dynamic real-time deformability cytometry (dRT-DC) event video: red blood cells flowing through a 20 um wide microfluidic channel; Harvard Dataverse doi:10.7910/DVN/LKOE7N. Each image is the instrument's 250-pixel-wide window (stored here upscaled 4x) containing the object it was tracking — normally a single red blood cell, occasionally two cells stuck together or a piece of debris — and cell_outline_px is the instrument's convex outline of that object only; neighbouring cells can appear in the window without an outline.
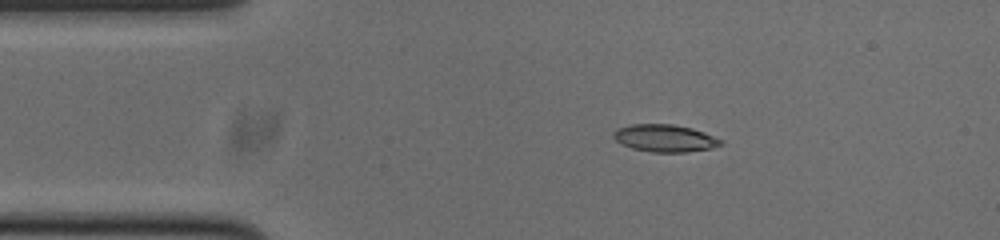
{"species": "common noctule bat (a hibernating species)", "species_latin": "Nyctalus noctula", "temperature_condition": "cold", "stored_images_in_passage": 45, "camera_frame_rate_fps": 3000, "um_per_image_px": 0.085, "animal": {"sex": "male", "body_mass_g": 20.0, "forearm_length_mm": 53.3}, "frame": {"image": 1, "passage_image": 1, "time_ms": 0.0, "image_size_px": [1000, 240], "cell_outline_px": [[724, 144], [712, 148], [684, 152], [652, 152], [632, 148], [620, 144], [612, 136], [612, 132], [616, 128], [632, 124], [672, 124], [692, 128], [704, 132], [724, 140]], "centroid_in_image_um": [56.51, 11.74], "position_along_channel_um": 28.5, "area_um2": 17.28}}
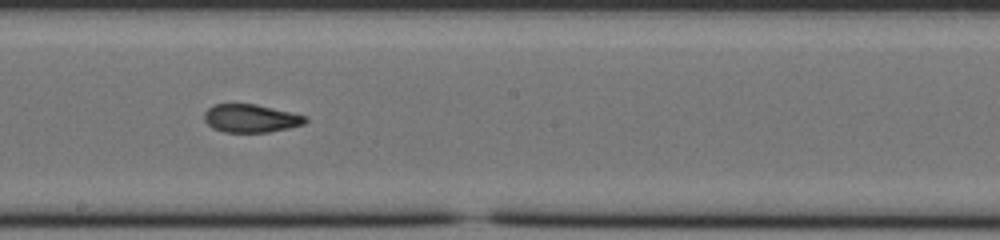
{"frame": {"image": 2, "passage_image": 20, "time_ms": 6.333, "image_size_px": [1000, 240], "cell_outline_px": [[308, 120], [304, 124], [288, 128], [268, 132], [224, 132], [212, 128], [204, 120], [204, 112], [208, 108], [216, 104], [256, 104], [292, 112], [308, 116]], "centroid_in_image_um": [21.34, 10.06], "position_along_channel_um": 226.9, "area_um2": 16.65}}
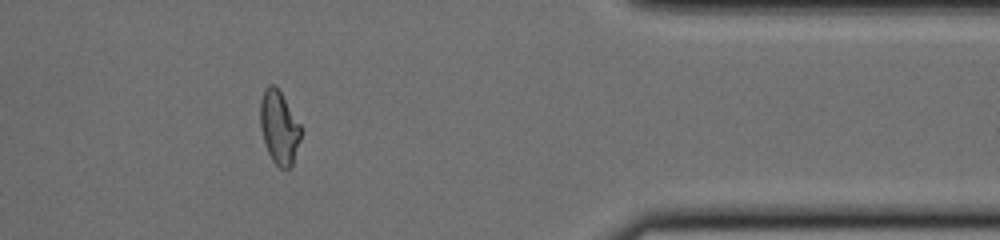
{"frame": {"image": 3, "passage_image": 35, "time_ms": 11.333, "image_size_px": [1000, 240], "cell_outline_px": [[300, 140], [292, 164], [288, 168], [280, 168], [272, 160], [264, 144], [260, 128], [260, 100], [264, 88], [268, 84], [272, 84], [280, 92], [300, 124]], "centroid_in_image_um": [23.69, 10.83], "position_along_channel_um": 387.7, "area_um2": 17.17}, "authors_computed_cell_mechanics": {"area_um2": 17.2244, "velocity_mm_per_s": 3.7833, "shape_relaxation_time_tau1_ms": null, "shape_relaxation_time_tau2_ms": 3.4297, "deformation_change_tau1": null, "deformation_change_tau2": 0.0945}}